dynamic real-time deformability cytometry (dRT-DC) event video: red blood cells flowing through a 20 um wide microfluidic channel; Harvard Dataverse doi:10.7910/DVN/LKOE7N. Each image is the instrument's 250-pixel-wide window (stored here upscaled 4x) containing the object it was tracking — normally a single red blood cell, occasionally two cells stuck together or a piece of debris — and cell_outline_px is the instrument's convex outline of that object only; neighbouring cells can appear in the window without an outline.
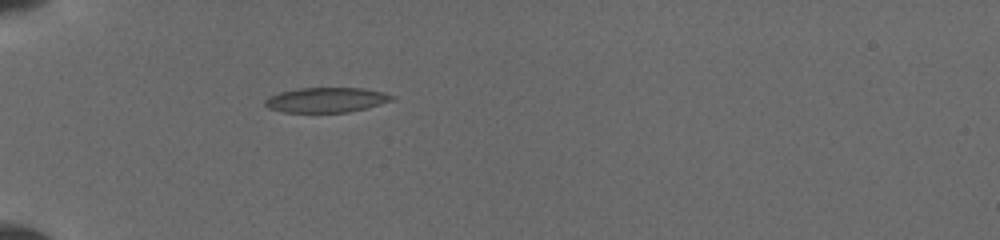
{"species": "common noctule bat (a hibernating species)", "species_latin": "Nyctalus noctula", "temperature_condition": "cold", "stored_images_in_passage": 8, "camera_frame_rate_fps": 3000, "um_per_image_px": 0.085, "animal": {"sex": "female", "body_mass_g": 19.5, "forearm_length_mm": 54.1}, "frame": {"image": 1, "passage_image": 1, "time_ms": 0.0, "image_size_px": [1000, 240], "cell_outline_px": [[396, 96], [392, 100], [380, 104], [348, 112], [284, 112], [268, 108], [264, 104], [264, 100], [268, 96], [280, 92], [300, 88], [364, 88], [384, 92]], "centroid_in_image_um": [27.72, 8.49], "position_along_channel_um": 57.3, "area_um2": 18.38}}
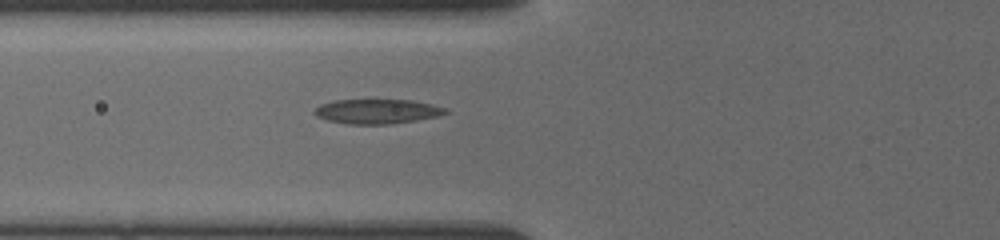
{"frame": {"image": 2, "passage_image": 5, "time_ms": 1.333, "image_size_px": [1000, 240], "cell_outline_px": [[448, 112], [436, 116], [416, 120], [388, 124], [348, 124], [328, 120], [316, 116], [312, 112], [320, 104], [332, 100], [408, 100], [432, 104], [448, 108]], "centroid_in_image_um": [32.02, 9.46], "position_along_channel_um": 93.8, "area_um2": 18.67}}
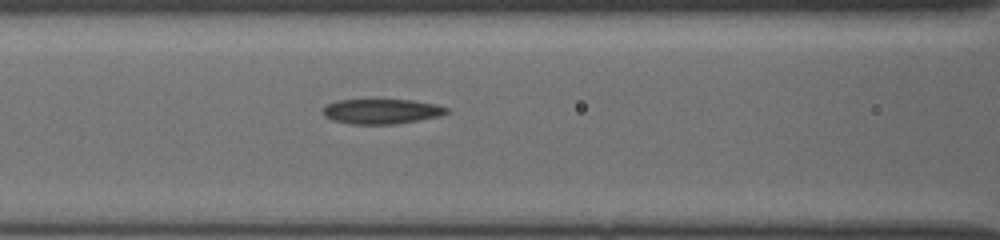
{"frame": {"image": 3, "passage_image": 8, "time_ms": 2.333, "image_size_px": [1000, 240], "cell_outline_px": [[452, 112], [440, 116], [396, 124], [352, 124], [332, 120], [324, 116], [320, 112], [328, 104], [340, 100], [412, 100], [436, 104], [448, 108]], "centroid_in_image_um": [32.46, 9.47], "position_along_channel_um": 134.1, "area_um2": 18.03}}